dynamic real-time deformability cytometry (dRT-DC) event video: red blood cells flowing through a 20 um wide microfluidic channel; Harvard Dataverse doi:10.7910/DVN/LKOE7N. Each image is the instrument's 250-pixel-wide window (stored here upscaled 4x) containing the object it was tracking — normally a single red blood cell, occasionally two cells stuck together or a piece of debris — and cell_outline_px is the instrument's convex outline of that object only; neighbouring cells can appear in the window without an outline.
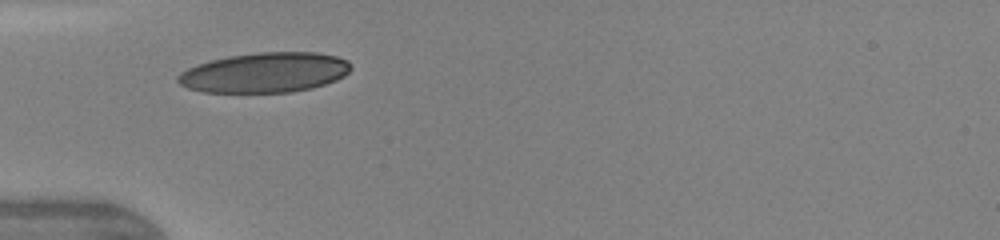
{"species": "human", "species_latin": "Homo sapiens", "temperature_condition": "warm", "stored_images_in_passage": 9, "camera_frame_rate_fps": 3000, "um_per_image_px": 0.085, "donor": {"sex": "female"}, "frame": {"image": 1, "passage_image": 1, "time_ms": 0.0, "image_size_px": [1000, 240], "cell_outline_px": [[352, 68], [344, 76], [336, 80], [312, 88], [292, 92], [204, 92], [188, 88], [180, 84], [176, 80], [176, 76], [180, 72], [196, 64], [228, 56], [260, 52], [320, 52], [336, 56], [348, 60], [352, 64]], "centroid_in_image_um": [22.52, 6.16], "position_along_channel_um": 62.5, "area_um2": 40.52}}